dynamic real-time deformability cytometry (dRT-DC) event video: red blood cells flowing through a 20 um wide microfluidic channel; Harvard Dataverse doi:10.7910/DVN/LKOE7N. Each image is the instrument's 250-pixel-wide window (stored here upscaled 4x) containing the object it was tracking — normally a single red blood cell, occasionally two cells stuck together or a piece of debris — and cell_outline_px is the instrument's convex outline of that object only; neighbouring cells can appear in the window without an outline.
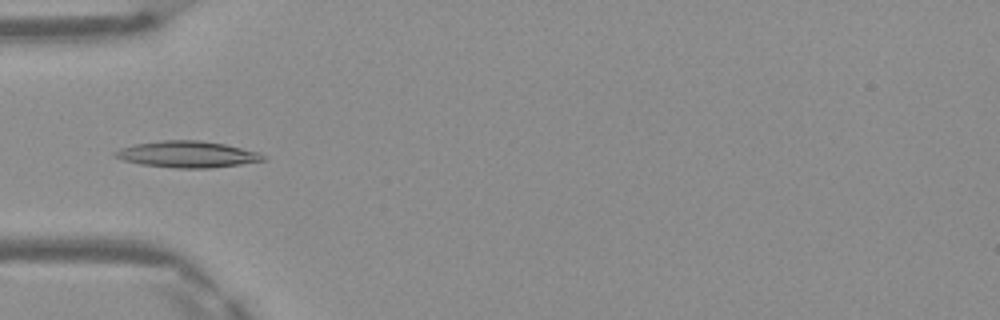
{"species": "Egyptian fruit bat (a non-hibernating species)", "species_latin": "Rousettus aegyptiacus", "temperature_condition": "warm", "stored_images_in_passage": 48, "camera_frame_rate_fps": 3000, "um_per_image_px": 0.085, "frame": {"image": 1, "passage_image": 15, "time_ms": 4.667, "image_size_px": [1000, 320], "cell_outline_px": [[268, 160], [212, 168], [176, 168], [140, 164], [124, 160], [112, 156], [112, 152], [120, 148], [136, 144], [160, 140], [200, 140], [224, 144], [260, 152]], "centroid_in_image_um": [15.92, 13.12], "position_along_channel_um": 69.1, "area_um2": 22.89}}
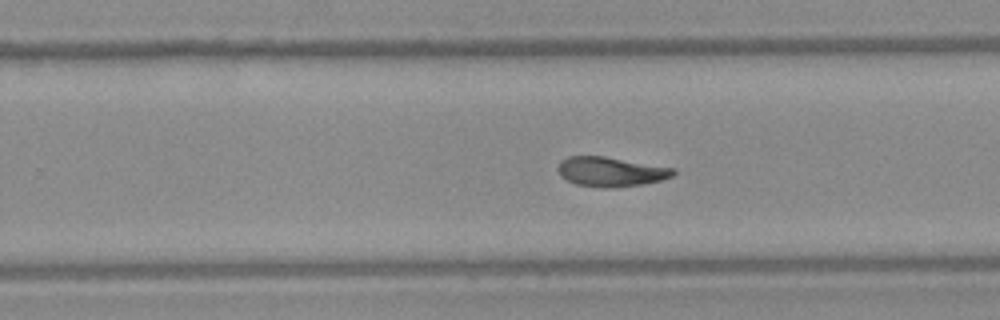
{"frame": {"image": 2, "passage_image": 30, "time_ms": 9.667, "image_size_px": [1000, 320], "cell_outline_px": [[676, 172], [672, 176], [660, 180], [644, 184], [616, 188], [604, 188], [576, 184], [560, 176], [556, 168], [560, 160], [568, 156], [604, 156], [676, 168]], "centroid_in_image_um": [51.9, 14.59], "position_along_channel_um": 277.9, "area_um2": 20.11}}
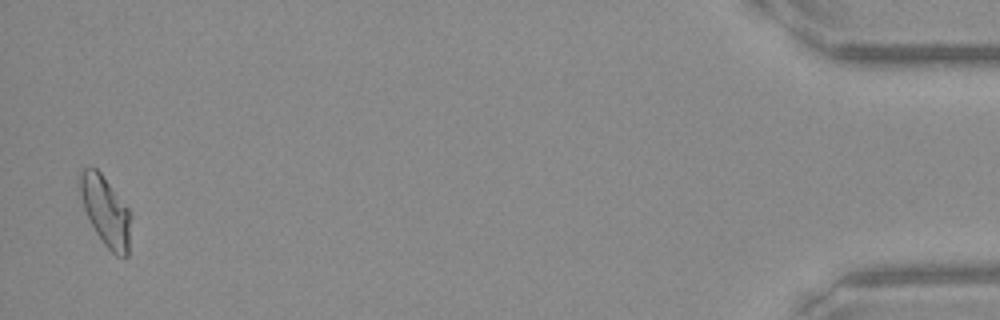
{"frame": {"image": 3, "passage_image": 47, "time_ms": 15.333, "image_size_px": [1000, 320], "cell_outline_px": [[132, 212], [128, 256], [116, 256], [104, 244], [96, 232], [84, 208], [80, 192], [80, 176], [84, 168], [96, 168], [100, 172]], "centroid_in_image_um": [9.03, 17.98], "position_along_channel_um": 426.2, "area_um2": 20.4}, "authors_computed_cell_mechanics": {"area_um2": 20.2011, "velocity_mm_per_s": 4.159, "shape_relaxation_time_tau1_ms": 8.1365, "shape_relaxation_time_tau2_ms": 3.9287, "deformation_change_tau1": 0.2211, "deformation_change_tau2": 0.1194}}